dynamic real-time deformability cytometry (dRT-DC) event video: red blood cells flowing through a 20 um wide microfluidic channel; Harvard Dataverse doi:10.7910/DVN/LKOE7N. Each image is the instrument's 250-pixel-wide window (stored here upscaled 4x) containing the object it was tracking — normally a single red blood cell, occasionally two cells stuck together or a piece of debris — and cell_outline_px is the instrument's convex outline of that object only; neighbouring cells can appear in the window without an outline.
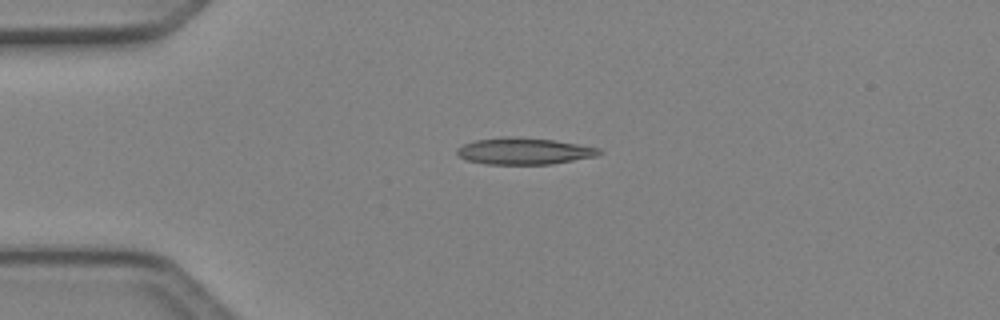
{"species": "Egyptian fruit bat (a non-hibernating species)", "species_latin": "Rousettus aegyptiacus", "temperature_condition": "cold", "stored_images_in_passage": 4, "camera_frame_rate_fps": 3000, "um_per_image_px": 0.085, "animal": {"sex": "female"}, "frame": {"image": 1, "passage_image": 4, "time_ms": 1.0, "image_size_px": [1000, 320], "cell_outline_px": [[604, 152], [596, 156], [552, 164], [484, 164], [468, 160], [460, 156], [456, 152], [456, 148], [464, 144], [476, 140], [500, 136], [520, 136], [556, 140], [600, 148]], "centroid_in_image_um": [44.56, 12.83], "position_along_channel_um": 40.4, "area_um2": 22.31}}